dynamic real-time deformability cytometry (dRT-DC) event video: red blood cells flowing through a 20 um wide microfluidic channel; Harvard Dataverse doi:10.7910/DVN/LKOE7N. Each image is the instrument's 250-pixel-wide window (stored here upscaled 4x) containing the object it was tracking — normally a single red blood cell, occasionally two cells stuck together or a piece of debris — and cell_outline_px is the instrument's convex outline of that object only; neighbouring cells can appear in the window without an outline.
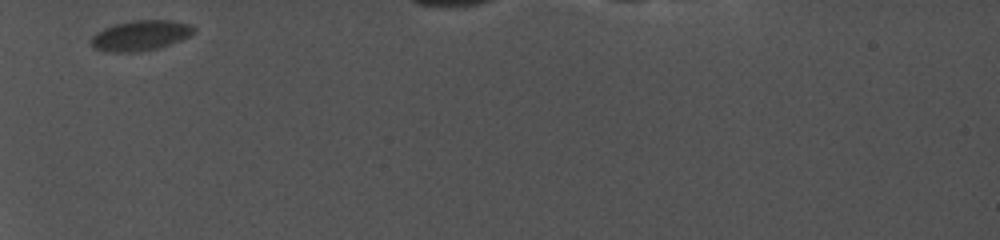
{"species": "common noctule bat (a hibernating species)", "species_latin": "Nyctalus noctula", "temperature_condition": "cold", "stored_images_in_passage": 2, "camera_frame_rate_fps": 5000, "um_per_image_px": 0.085, "animal": {"sex": "female", "body_mass_g": 19.0, "forearm_length_mm": 56.7}, "frame": {"image": 1, "passage_image": 1, "time_ms": 0.0, "image_size_px": [1000, 240], "cell_outline_px": [[196, 28], [188, 36], [180, 40], [168, 44], [152, 48], [96, 48], [92, 44], [92, 36], [96, 32], [104, 28], [116, 24], [132, 20], [172, 20], [192, 24]], "centroid_in_image_um": [12.05, 2.9], "position_along_channel_um": 72.9, "area_um2": 16.53}}